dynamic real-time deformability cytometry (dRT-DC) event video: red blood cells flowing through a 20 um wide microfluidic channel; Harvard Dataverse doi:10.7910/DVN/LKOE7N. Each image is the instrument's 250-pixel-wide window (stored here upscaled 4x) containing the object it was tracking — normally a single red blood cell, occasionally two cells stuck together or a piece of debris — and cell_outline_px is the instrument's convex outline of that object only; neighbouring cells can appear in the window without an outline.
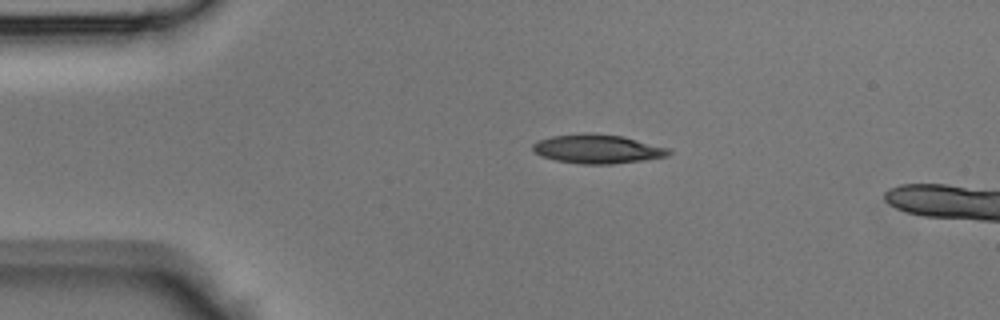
{"species": "Egyptian fruit bat (a non-hibernating species)", "species_latin": "Rousettus aegyptiacus", "temperature_condition": "room temperature", "stored_images_in_passage": 7, "camera_frame_rate_fps": 3000, "um_per_image_px": 0.085, "animal": {"sex": "male"}, "frame": {"image": 1, "passage_image": 3, "time_ms": 0.667, "image_size_px": [1000, 320], "cell_outline_px": [[672, 152], [668, 156], [644, 160], [612, 164], [580, 164], [556, 160], [540, 156], [532, 148], [532, 144], [536, 140], [552, 136], [580, 132], [592, 132], [624, 136], [668, 148]], "centroid_in_image_um": [50.76, 12.64], "position_along_channel_um": 34.2, "area_um2": 23.29}}